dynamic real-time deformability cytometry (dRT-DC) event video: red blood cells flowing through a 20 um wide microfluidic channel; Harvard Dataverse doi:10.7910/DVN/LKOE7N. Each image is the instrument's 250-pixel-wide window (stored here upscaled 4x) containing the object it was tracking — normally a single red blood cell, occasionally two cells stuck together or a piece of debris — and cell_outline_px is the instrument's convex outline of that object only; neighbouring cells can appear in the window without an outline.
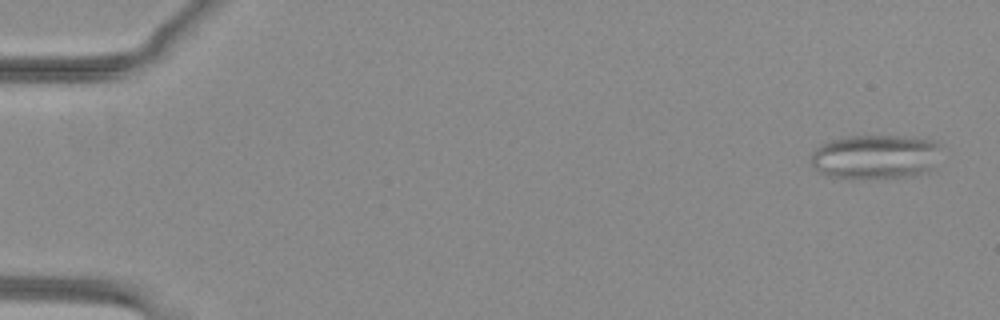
{"species": "common noctule bat (a hibernating species)", "species_latin": "Nyctalus noctula", "temperature_condition": "warm", "stored_images_in_passage": 51, "camera_frame_rate_fps": 3000, "um_per_image_px": 0.085, "animal": {"sex": "female", "body_mass_g": 29.2, "forearm_length_mm": 56.3}, "frame": {"image": 1, "passage_image": 1, "time_ms": 0.0, "image_size_px": [1000, 320], "cell_outline_px": [[940, 144], [936, 172], [916, 176], [852, 180], [848, 180], [828, 176], [812, 168], [812, 152], [820, 144], [828, 140], [844, 136], [896, 136], [932, 140]], "centroid_in_image_um": [74.44, 13.37], "position_along_channel_um": 10.6, "area_um2": 34.91}}
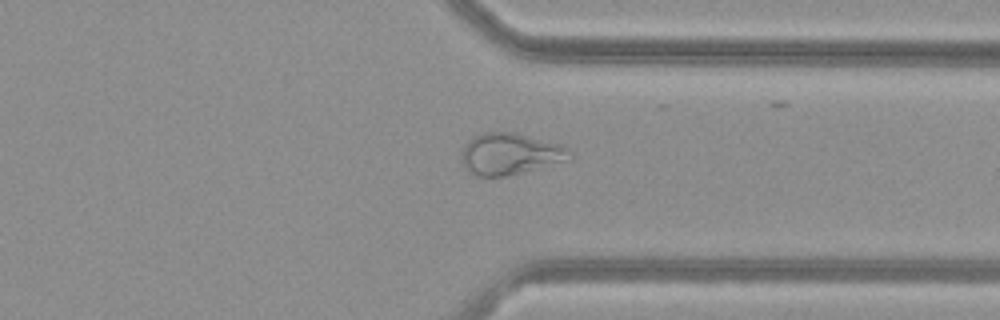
{"frame": {"image": 2, "passage_image": 39, "time_ms": 12.667, "image_size_px": [1000, 320], "cell_outline_px": [[572, 160], [504, 176], [480, 176], [464, 168], [464, 148], [468, 140], [484, 132], [516, 132], [564, 144], [572, 152]], "centroid_in_image_um": [43.47, 13.06], "position_along_channel_um": 367.9, "area_um2": 26.13}}
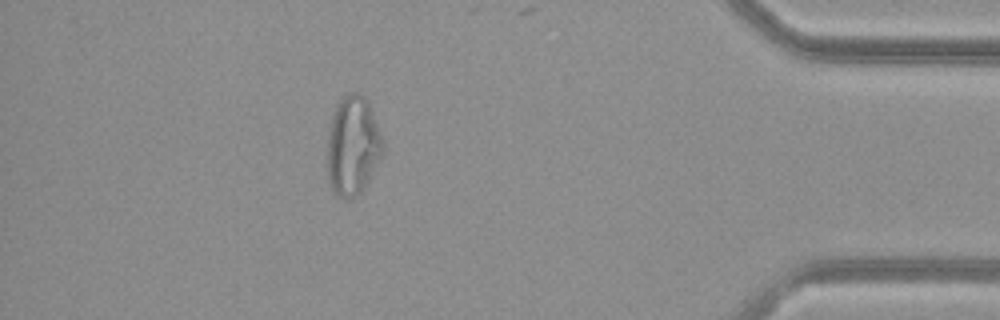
{"frame": {"image": 3, "passage_image": 45, "time_ms": 14.667, "image_size_px": [1000, 320], "cell_outline_px": [[384, 152], [364, 188], [356, 196], [348, 200], [344, 200], [336, 196], [328, 180], [328, 132], [332, 112], [336, 104], [348, 92], [356, 92], [364, 96], [372, 112], [384, 140]], "centroid_in_image_um": [29.98, 12.4], "position_along_channel_um": 405.2, "area_um2": 32.37}, "authors_computed_cell_mechanics": {"area_um2": 29.5358, "velocity_mm_per_s": 4.041, "shape_relaxation_time_tau1_ms": null, "shape_relaxation_time_tau2_ms": 2.4792, "deformation_change_tau1": null, "deformation_change_tau2": 0.1062}}